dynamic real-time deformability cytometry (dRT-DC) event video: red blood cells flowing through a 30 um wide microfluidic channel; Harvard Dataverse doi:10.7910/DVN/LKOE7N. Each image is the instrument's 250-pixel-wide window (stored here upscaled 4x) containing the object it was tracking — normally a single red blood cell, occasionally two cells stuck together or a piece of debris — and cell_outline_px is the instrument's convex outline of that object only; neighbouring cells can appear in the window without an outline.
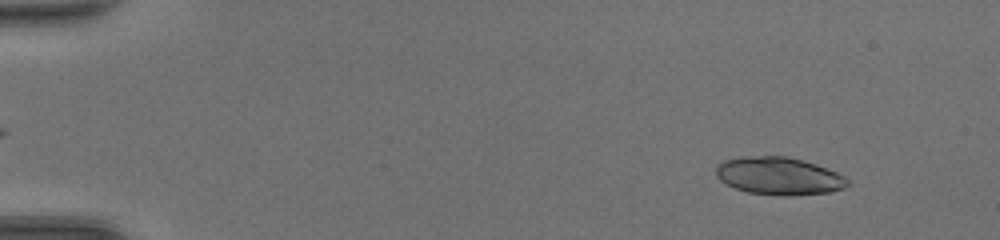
{"species": "common noctule bat (a hibernating species)", "species_latin": "Nyctalus noctula", "temperature_condition": "room temperature", "stored_images_in_passage": 21, "camera_frame_rate_fps": 3000, "um_per_image_px": 0.085, "animal": {"sex": "female", "body_mass_g": 20.0, "forearm_length_mm": 54.0}, "frame": {"image": 1, "passage_image": 5, "time_ms": 1.333, "image_size_px": [1000, 240], "cell_outline_px": [[852, 184], [844, 188], [828, 192], [748, 192], [736, 188], [720, 180], [716, 176], [716, 168], [724, 160], [740, 156], [788, 156], [816, 164], [836, 172], [844, 176]], "centroid_in_image_um": [66.19, 14.89], "position_along_channel_um": 18.8, "area_um2": 27.63}}
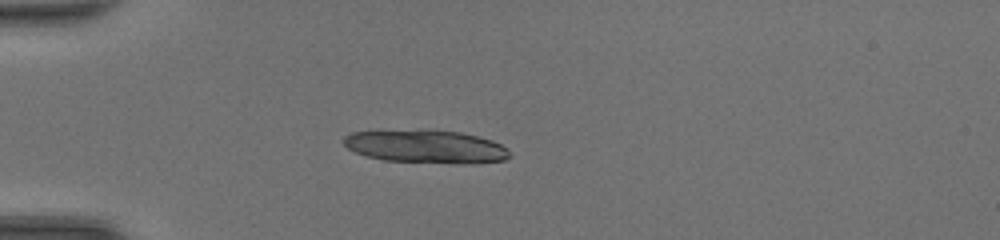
{"frame": {"image": 2, "passage_image": 14, "time_ms": 4.333, "image_size_px": [1000, 240], "cell_outline_px": [[512, 156], [504, 160], [472, 164], [384, 160], [368, 156], [356, 152], [348, 148], [344, 144], [344, 136], [352, 132], [380, 128], [432, 128], [460, 132], [492, 140], [500, 144]], "centroid_in_image_um": [36.14, 12.4], "position_along_channel_um": 48.9, "area_um2": 33.0}}